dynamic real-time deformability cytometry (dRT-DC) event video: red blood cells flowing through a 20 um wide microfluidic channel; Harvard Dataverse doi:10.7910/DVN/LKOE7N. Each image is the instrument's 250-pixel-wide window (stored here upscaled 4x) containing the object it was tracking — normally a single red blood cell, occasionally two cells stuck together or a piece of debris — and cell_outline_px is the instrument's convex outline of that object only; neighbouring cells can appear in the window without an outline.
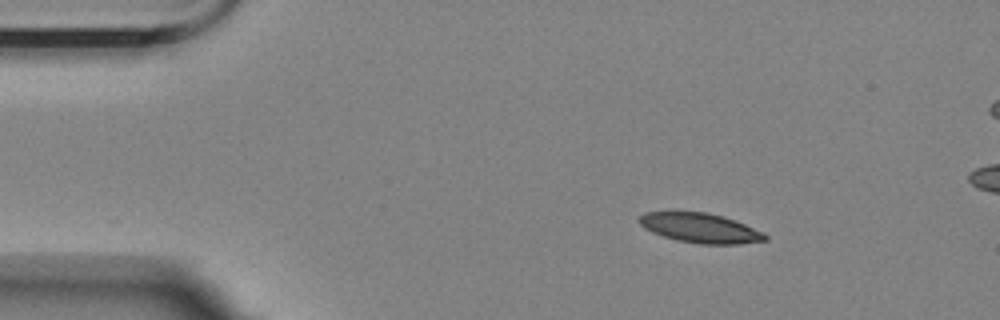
{"species": "Egyptian fruit bat (a non-hibernating species)", "species_latin": "Rousettus aegyptiacus", "temperature_condition": "room temperature", "stored_images_in_passage": 4, "camera_frame_rate_fps": 3000, "um_per_image_px": 0.085, "animal": {"sex": "female"}, "frame": {"image": 1, "passage_image": 1, "time_ms": 0.0, "image_size_px": [1000, 320], "cell_outline_px": [[768, 240], [740, 244], [700, 244], [676, 240], [652, 232], [644, 228], [636, 220], [644, 212], [708, 212], [724, 216], [764, 232], [768, 236]], "centroid_in_image_um": [59.53, 19.38], "position_along_channel_um": 25.5, "area_um2": 21.85}}